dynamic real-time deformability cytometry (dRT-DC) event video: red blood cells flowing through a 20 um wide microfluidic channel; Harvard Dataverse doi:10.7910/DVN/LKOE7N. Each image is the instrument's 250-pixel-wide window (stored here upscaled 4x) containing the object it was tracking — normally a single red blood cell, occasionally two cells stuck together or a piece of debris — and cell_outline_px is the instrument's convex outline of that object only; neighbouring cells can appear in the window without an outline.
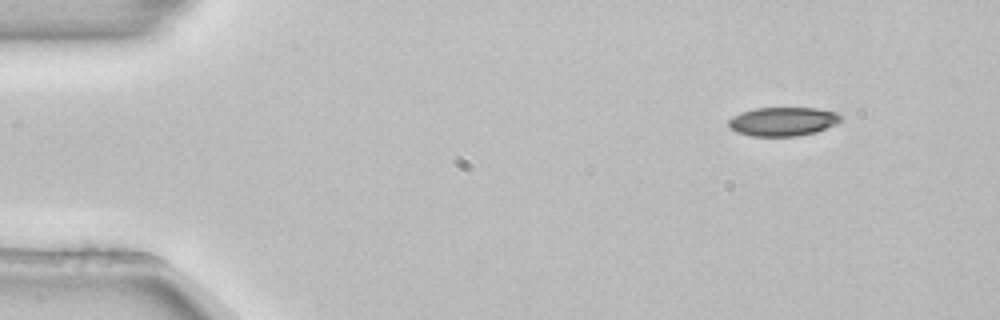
{"species": "common noctule bat (a hibernating species)", "species_latin": "Nyctalus noctula", "temperature_condition": "room temperature", "stored_images_in_passage": 4, "camera_frame_rate_fps": 3000, "um_per_image_px": 0.085, "animal": {"sex": "female", "body_mass_g": 22.7, "forearm_length_mm": 54.2}, "frame": {"image": 1, "passage_image": 1, "time_ms": 0.0, "image_size_px": [1000, 320], "cell_outline_px": [[840, 120], [836, 124], [816, 132], [796, 136], [752, 136], [736, 132], [728, 124], [728, 120], [732, 116], [740, 112], [756, 108], [816, 108], [836, 112], [840, 116]], "centroid_in_image_um": [66.52, 10.32], "position_along_channel_um": 18.5, "area_um2": 18.79}}
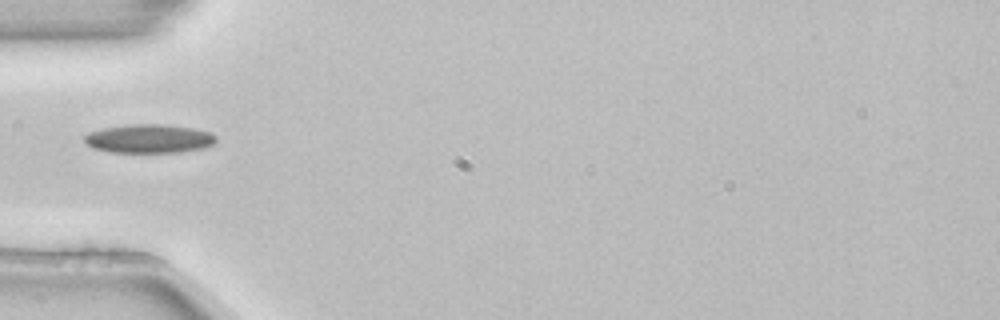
{"frame": {"image": 2, "passage_image": 4, "time_ms": 1.0, "image_size_px": [1000, 320], "cell_outline_px": [[216, 144], [204, 148], [180, 152], [108, 152], [92, 148], [84, 140], [84, 136], [88, 132], [104, 128], [128, 124], [164, 124], [192, 128], [212, 132], [216, 136]], "centroid_in_image_um": [12.7, 11.78], "position_along_channel_um": 72.3, "area_um2": 22.25}}